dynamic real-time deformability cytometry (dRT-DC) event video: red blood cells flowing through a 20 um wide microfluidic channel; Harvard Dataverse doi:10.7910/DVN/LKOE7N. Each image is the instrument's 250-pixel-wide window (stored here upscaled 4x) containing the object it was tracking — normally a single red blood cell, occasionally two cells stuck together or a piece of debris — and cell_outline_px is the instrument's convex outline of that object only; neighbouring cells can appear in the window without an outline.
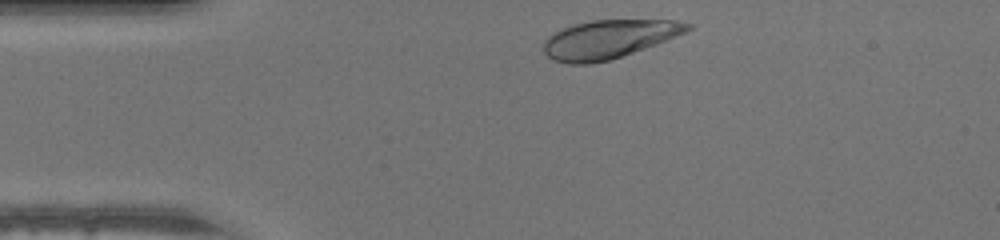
{"species": "human", "species_latin": "Homo sapiens", "temperature_condition": "warm", "stored_images_in_passage": 31, "camera_frame_rate_fps": 3000, "um_per_image_px": 0.085, "donor": {"sex": "male"}, "frame": {"image": 1, "passage_image": 2, "time_ms": 0.333, "image_size_px": [1000, 240], "cell_outline_px": [[692, 28], [688, 32], [656, 44], [608, 60], [592, 64], [568, 64], [552, 60], [544, 52], [544, 40], [552, 32], [560, 28], [592, 20], [676, 20], [692, 24]], "centroid_in_image_um": [51.73, 3.33], "position_along_channel_um": 33.3, "area_um2": 32.31}}
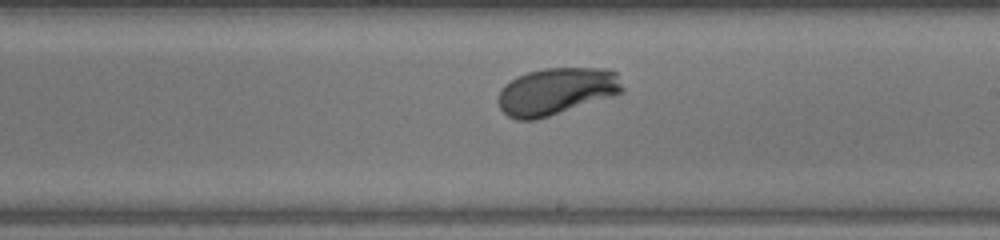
{"frame": {"image": 2, "passage_image": 20, "time_ms": 6.333, "image_size_px": [1000, 240], "cell_outline_px": [[624, 92], [616, 96], [536, 120], [516, 120], [508, 116], [500, 108], [500, 88], [504, 84], [516, 76], [528, 72], [544, 68], [604, 68], [616, 72], [624, 88]], "centroid_in_image_um": [47.33, 7.76], "position_along_channel_um": 241.7, "area_um2": 34.39}}
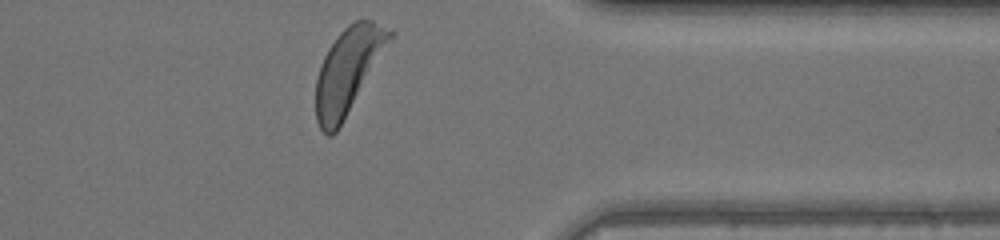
{"frame": {"image": 3, "passage_image": 31, "time_ms": 10.0, "image_size_px": [1000, 240], "cell_outline_px": [[396, 36], [336, 132], [332, 136], [328, 136], [320, 128], [316, 120], [316, 76], [324, 56], [328, 48], [336, 36], [348, 24], [356, 20], [372, 20], [396, 32]], "centroid_in_image_um": [29.63, 5.96], "position_along_channel_um": 381.8, "area_um2": 36.99}}